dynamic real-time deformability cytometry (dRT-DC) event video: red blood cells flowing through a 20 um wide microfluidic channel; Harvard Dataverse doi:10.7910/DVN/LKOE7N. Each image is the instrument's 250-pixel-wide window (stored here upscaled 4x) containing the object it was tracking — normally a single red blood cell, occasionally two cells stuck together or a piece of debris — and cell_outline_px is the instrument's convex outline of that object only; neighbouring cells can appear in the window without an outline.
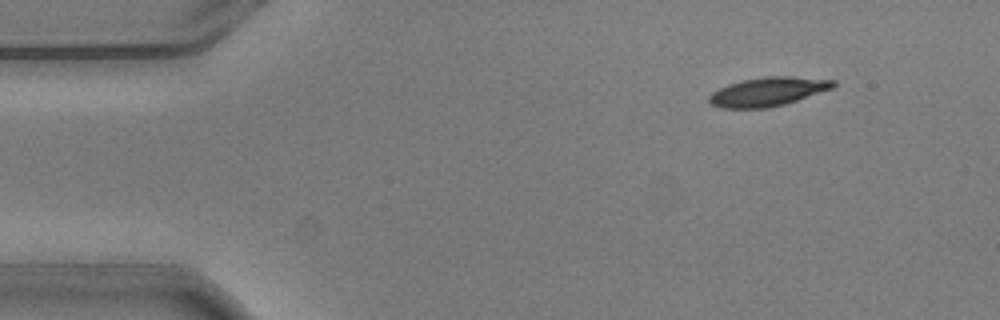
{"species": "common noctule bat (a hibernating species)", "species_latin": "Nyctalus noctula", "temperature_condition": "warm", "stored_images_in_passage": 10, "camera_frame_rate_fps": 3000, "um_per_image_px": 0.085, "animal": {"sex": "male", "body_mass_g": 20.5, "forearm_length_mm": 52.5}, "frame": {"image": 1, "passage_image": 2, "time_ms": 0.333, "image_size_px": [1000, 320], "cell_outline_px": [[836, 84], [832, 88], [784, 104], [768, 108], [720, 108], [712, 104], [708, 100], [708, 96], [712, 92], [728, 84], [744, 80], [764, 76], [792, 76], [836, 80]], "centroid_in_image_um": [65.25, 7.78], "position_along_channel_um": 19.7, "area_um2": 20.75}}
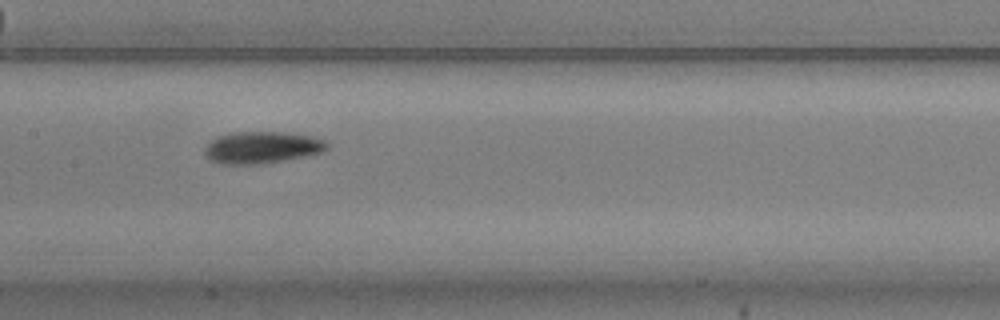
{"frame": {"image": 2, "passage_image": 7, "time_ms": 2.0, "image_size_px": [1000, 320], "cell_outline_px": [[328, 148], [324, 152], [284, 160], [260, 164], [220, 164], [212, 160], [204, 152], [204, 148], [216, 136], [232, 132], [280, 132], [312, 136], [324, 140], [328, 144]], "centroid_in_image_um": [22.27, 12.53], "position_along_channel_um": 185.1, "area_um2": 22.66}}
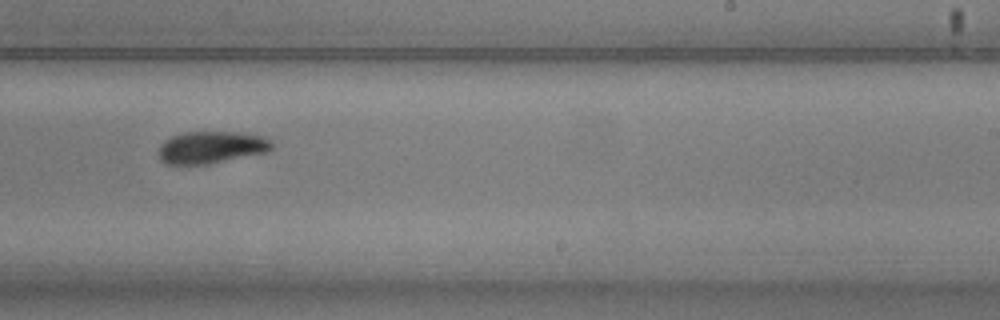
{"frame": {"image": 3, "passage_image": 9, "time_ms": 2.667, "image_size_px": [1000, 320], "cell_outline_px": [[272, 148], [268, 152], [208, 164], [164, 164], [160, 160], [160, 144], [164, 140], [172, 136], [184, 132], [236, 132], [264, 136], [272, 140]], "centroid_in_image_um": [17.97, 12.52], "position_along_channel_um": 271.0, "area_um2": 21.27}}